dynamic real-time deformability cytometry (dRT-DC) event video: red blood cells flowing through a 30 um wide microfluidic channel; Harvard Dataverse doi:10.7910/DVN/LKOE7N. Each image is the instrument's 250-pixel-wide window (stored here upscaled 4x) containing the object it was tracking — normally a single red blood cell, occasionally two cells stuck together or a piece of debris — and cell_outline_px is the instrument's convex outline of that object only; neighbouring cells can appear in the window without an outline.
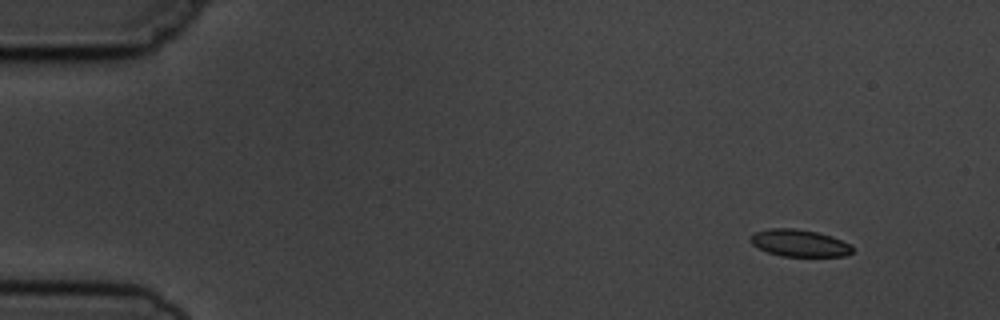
{"species": "common noctule bat (a hibernating species)", "species_latin": "Nyctalus noctula", "temperature_condition": "cold", "stored_images_in_passage": 5, "camera_frame_rate_fps": 3000, "um_per_image_px": 0.085, "animal": {"sex": "male", "body_mass_g": 19.5, "forearm_length_mm": 54.6}, "frame": {"image": 1, "passage_image": 1, "time_ms": 0.0, "image_size_px": [1000, 320], "cell_outline_px": [[852, 252], [848, 256], [780, 256], [768, 252], [752, 244], [748, 240], [748, 236], [756, 232], [768, 228], [796, 228], [816, 232], [832, 236], [848, 244], [852, 248]], "centroid_in_image_um": [67.9, 20.65], "position_along_channel_um": 17.1, "area_um2": 16.07}}
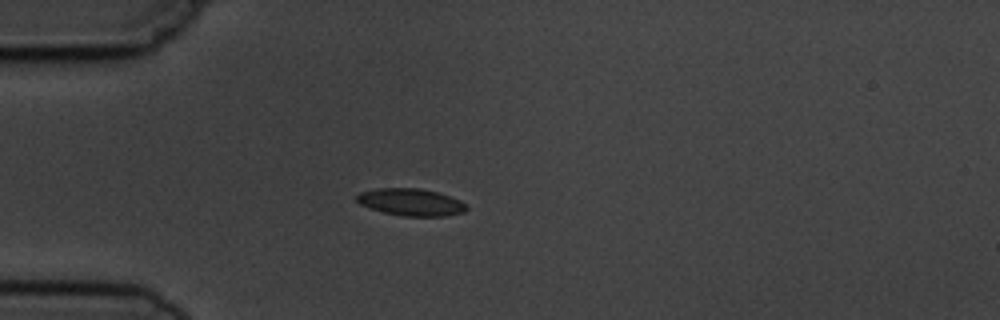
{"frame": {"image": 2, "passage_image": 4, "time_ms": 3.333, "image_size_px": [1000, 320], "cell_outline_px": [[468, 208], [464, 212], [444, 216], [404, 216], [384, 212], [368, 208], [360, 204], [356, 200], [356, 196], [360, 192], [376, 188], [420, 188], [436, 192], [460, 200]], "centroid_in_image_um": [34.89, 17.18], "position_along_channel_um": 50.1, "area_um2": 17.28}}